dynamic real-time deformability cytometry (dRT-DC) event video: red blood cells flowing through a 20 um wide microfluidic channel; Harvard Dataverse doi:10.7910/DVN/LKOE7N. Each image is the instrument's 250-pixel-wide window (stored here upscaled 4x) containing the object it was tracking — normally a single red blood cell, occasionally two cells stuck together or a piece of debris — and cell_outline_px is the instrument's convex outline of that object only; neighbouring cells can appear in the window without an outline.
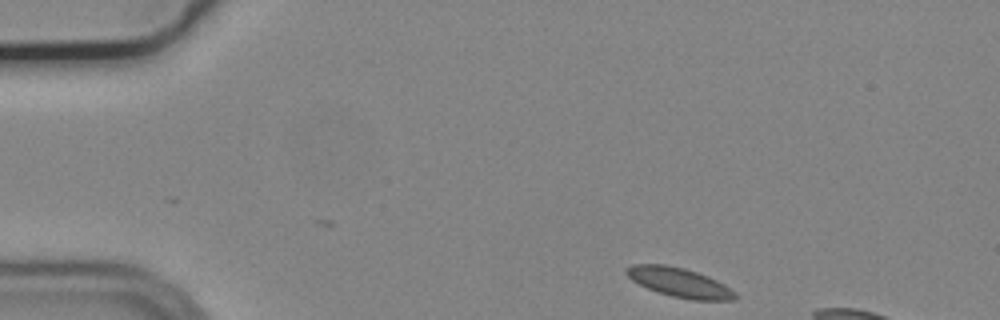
{"species": "common noctule bat (a hibernating species)", "species_latin": "Nyctalus noctula", "temperature_condition": "cold", "stored_images_in_passage": 36, "camera_frame_rate_fps": 3000, "um_per_image_px": 0.085, "animal": {"sex": "male", "body_mass_g": 19.2, "forearm_length_mm": 51.8}, "frame": {"image": 1, "passage_image": 1, "time_ms": 0.0, "image_size_px": [1000, 320], "cell_outline_px": [[740, 296], [736, 300], [692, 300], [672, 296], [648, 288], [632, 280], [624, 272], [624, 268], [632, 264], [664, 264], [684, 268], [708, 276], [724, 284], [736, 292]], "centroid_in_image_um": [57.78, 24.0], "position_along_channel_um": 27.2, "area_um2": 18.61}}
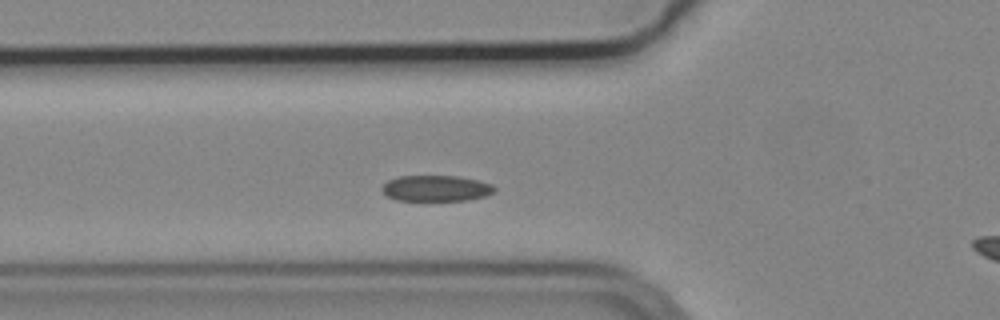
{"frame": {"image": 2, "passage_image": 12, "time_ms": 3.667, "image_size_px": [1000, 320], "cell_outline_px": [[496, 188], [492, 192], [484, 196], [468, 200], [396, 200], [384, 196], [380, 188], [388, 180], [400, 176], [456, 176], [476, 180], [492, 184]], "centroid_in_image_um": [37.0, 16.01], "position_along_channel_um": 88.8, "area_um2": 16.94}}
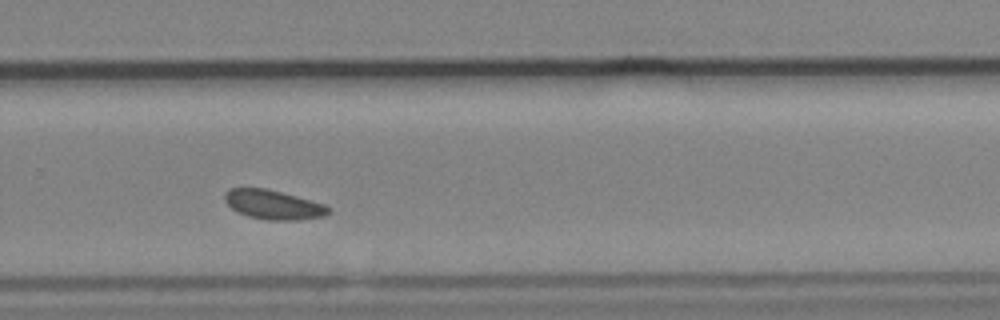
{"frame": {"image": 3, "passage_image": 30, "time_ms": 9.667, "image_size_px": [1000, 320], "cell_outline_px": [[332, 208], [324, 216], [296, 220], [268, 220], [248, 216], [236, 212], [224, 200], [224, 196], [232, 188], [268, 188], [324, 204]], "centroid_in_image_um": [23.23, 17.4], "position_along_channel_um": 306.6, "area_um2": 17.57}, "authors_computed_cell_mechanics": {"area_um2": 17.6001, "velocity_mm_per_s": 3.6359, "shape_relaxation_time_tau1_ms": null, "shape_relaxation_time_tau2_ms": 3.9188, "deformation_change_tau1": null, "deformation_change_tau2": 0.073}}